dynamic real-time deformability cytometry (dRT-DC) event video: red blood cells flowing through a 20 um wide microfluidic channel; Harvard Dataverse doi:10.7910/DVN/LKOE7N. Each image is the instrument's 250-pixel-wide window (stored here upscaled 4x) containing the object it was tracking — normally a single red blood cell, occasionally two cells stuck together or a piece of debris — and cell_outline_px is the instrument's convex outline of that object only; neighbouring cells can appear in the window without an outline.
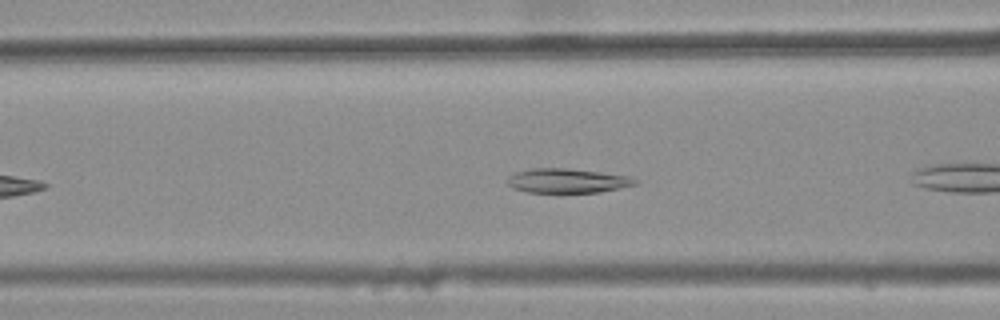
{"species": "common noctule bat (a hibernating species)", "species_latin": "Nyctalus noctula", "temperature_condition": "warm", "stored_images_in_passage": 7, "camera_frame_rate_fps": 3000, "um_per_image_px": 0.085, "animal": {"sex": "female", "body_mass_g": 25.1}, "frame": {"image": 1, "passage_image": 5, "time_ms": 1.333, "image_size_px": [1000, 320], "cell_outline_px": [[636, 184], [600, 192], [528, 192], [512, 188], [504, 180], [508, 176], [516, 172], [532, 168], [568, 168], [628, 176], [636, 180]], "centroid_in_image_um": [48.13, 15.36], "position_along_channel_um": 118.5, "area_um2": 17.98}}